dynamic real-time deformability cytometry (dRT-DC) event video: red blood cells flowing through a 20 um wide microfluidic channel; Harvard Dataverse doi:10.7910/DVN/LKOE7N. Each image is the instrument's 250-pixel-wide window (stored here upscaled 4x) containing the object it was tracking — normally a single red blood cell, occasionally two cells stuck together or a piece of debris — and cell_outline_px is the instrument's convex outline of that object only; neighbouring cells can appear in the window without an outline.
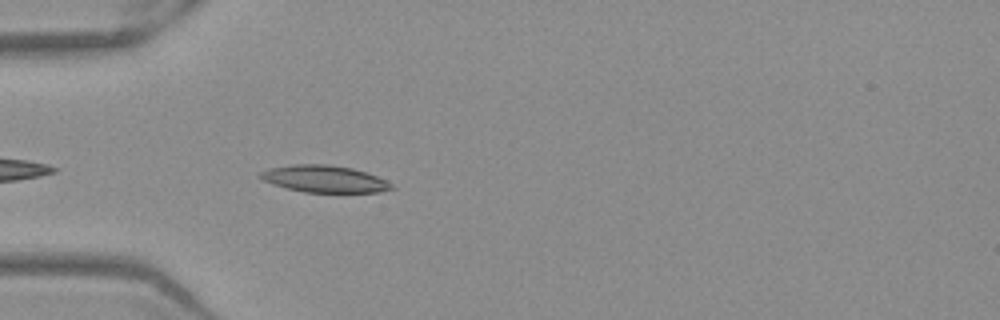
{"species": "Egyptian fruit bat (a non-hibernating species)", "species_latin": "Rousettus aegyptiacus", "temperature_condition": "warm", "stored_images_in_passage": 27, "camera_frame_rate_fps": 3000, "um_per_image_px": 0.085, "frame": {"image": 1, "passage_image": 3, "time_ms": 0.667, "image_size_px": [1000, 320], "cell_outline_px": [[396, 188], [380, 192], [304, 192], [272, 184], [256, 176], [260, 172], [268, 168], [296, 164], [328, 164], [352, 168], [376, 176], [392, 184]], "centroid_in_image_um": [27.54, 15.2], "position_along_channel_um": 57.5, "area_um2": 20.52}}
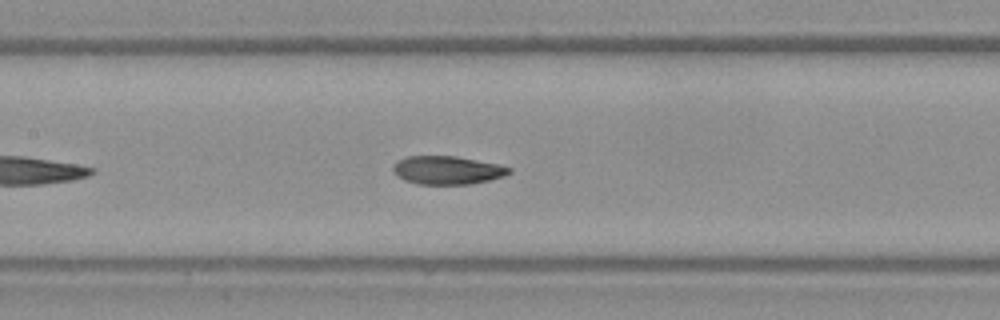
{"frame": {"image": 2, "passage_image": 12, "time_ms": 3.667, "image_size_px": [1000, 320], "cell_outline_px": [[512, 172], [504, 176], [488, 180], [468, 184], [416, 184], [404, 180], [392, 168], [396, 160], [408, 156], [456, 156], [500, 164], [512, 168]], "centroid_in_image_um": [38.05, 14.45], "position_along_channel_um": 169.4, "area_um2": 19.13}}
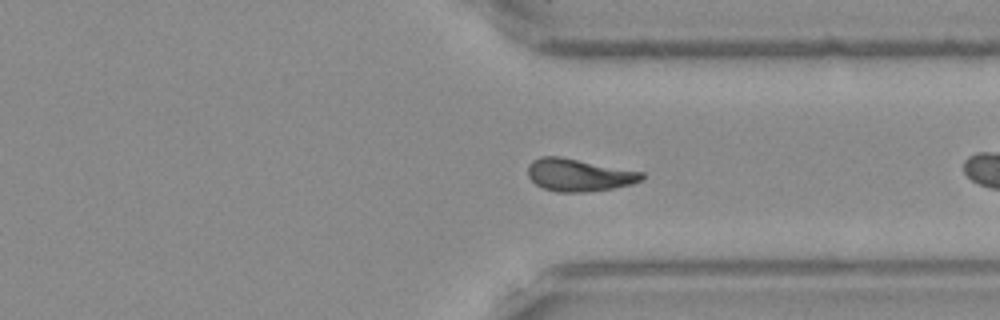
{"frame": {"image": 3, "passage_image": 24, "time_ms": 7.667, "image_size_px": [1000, 320], "cell_outline_px": [[644, 180], [632, 184], [612, 188], [584, 192], [556, 192], [540, 188], [528, 176], [528, 164], [532, 160], [540, 156], [560, 156], [644, 172]], "centroid_in_image_um": [49.19, 14.87], "position_along_channel_um": 362.2, "area_um2": 21.79}, "authors_computed_cell_mechanics": {"area_um2": 20.1144, "velocity_mm_per_s": 3.9411, "shape_relaxation_time_tau1_ms": 5.6484, "shape_relaxation_time_tau2_ms": 4.3302, "deformation_change_tau1": 0.1545, "deformation_change_tau2": 0.1222}}